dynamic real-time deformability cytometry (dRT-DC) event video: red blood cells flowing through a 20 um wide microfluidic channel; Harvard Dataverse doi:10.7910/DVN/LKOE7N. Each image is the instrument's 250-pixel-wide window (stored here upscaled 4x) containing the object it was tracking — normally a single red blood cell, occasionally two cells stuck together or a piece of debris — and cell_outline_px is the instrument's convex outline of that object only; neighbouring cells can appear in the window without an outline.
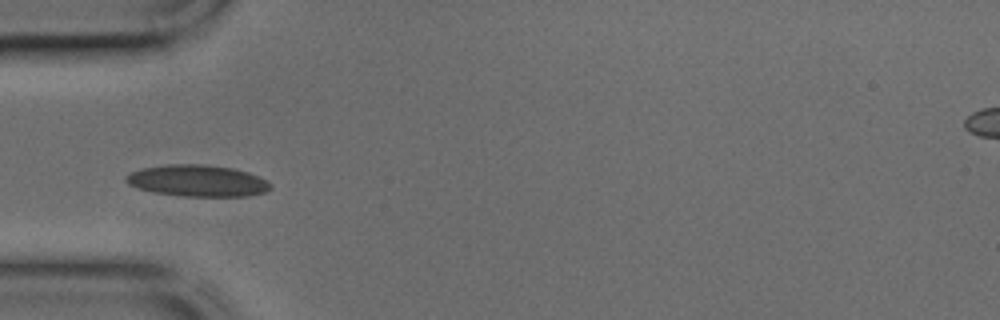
{"species": "common noctule bat (a hibernating species)", "species_latin": "Nyctalus noctula", "temperature_condition": "cold", "stored_images_in_passage": 43, "camera_frame_rate_fps": 3000, "um_per_image_px": 0.085, "animal": {"sex": "male", "body_mass_g": 17.9, "forearm_length_mm": 54.2}, "frame": {"image": 1, "passage_image": 13, "time_ms": 4.0, "image_size_px": [1000, 320], "cell_outline_px": [[272, 188], [264, 192], [248, 196], [184, 196], [156, 192], [140, 188], [128, 184], [124, 180], [124, 176], [132, 172], [144, 168], [168, 164], [200, 164], [232, 168], [248, 172], [268, 180], [272, 184]], "centroid_in_image_um": [16.83, 15.36], "position_along_channel_um": 68.2, "area_um2": 26.41}}
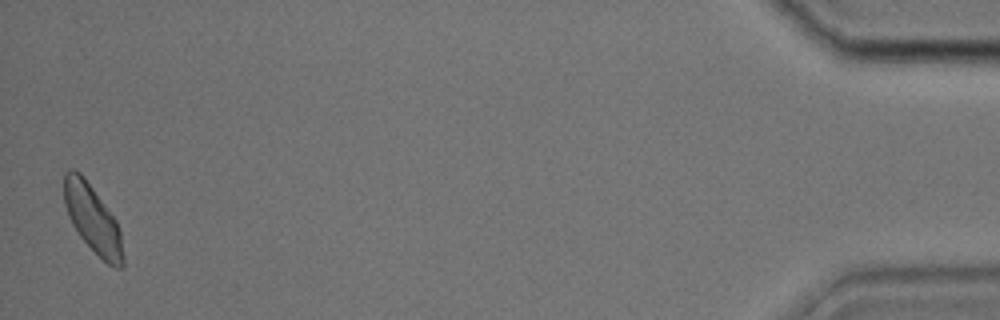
{"frame": {"image": 2, "passage_image": 43, "time_ms": 14.0, "image_size_px": [1000, 320], "cell_outline_px": [[124, 264], [120, 268], [116, 268], [108, 264], [80, 236], [72, 224], [68, 216], [64, 204], [64, 172], [68, 168], [72, 168], [80, 172], [84, 176], [116, 220], [120, 228], [124, 256]], "centroid_in_image_um": [7.87, 18.58], "position_along_channel_um": 427.3, "area_um2": 23.24}}